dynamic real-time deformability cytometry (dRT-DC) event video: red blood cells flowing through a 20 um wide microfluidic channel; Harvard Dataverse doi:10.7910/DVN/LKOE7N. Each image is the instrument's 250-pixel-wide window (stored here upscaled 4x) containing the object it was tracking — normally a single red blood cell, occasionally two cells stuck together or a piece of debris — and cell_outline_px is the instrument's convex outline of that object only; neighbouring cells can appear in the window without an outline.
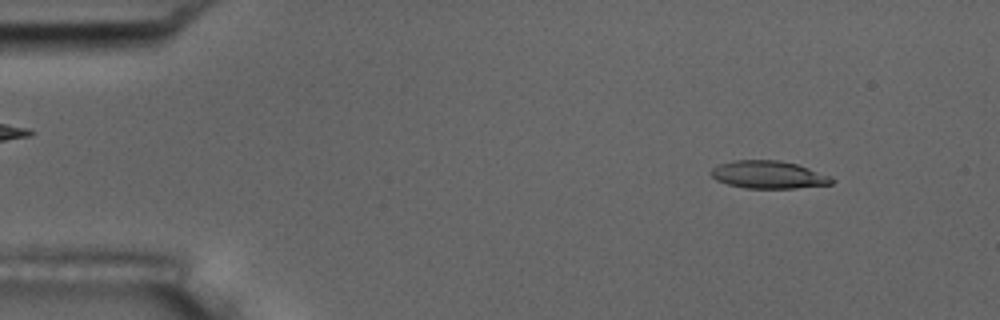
{"species": "common noctule bat (a hibernating species)", "species_latin": "Nyctalus noctula", "temperature_condition": "room temperature", "stored_images_in_passage": 4, "segment_of_instrument_passage": [1, 2], "camera_frame_rate_fps": 3000, "um_per_image_px": 0.085, "animal": {"sex": "male", "body_mass_g": 17.5, "forearm_length_mm": 52.3}, "frame": {"image": 1, "passage_image": 1, "time_ms": 0.0, "image_size_px": [1000, 320], "cell_outline_px": [[836, 180], [832, 184], [796, 188], [744, 188], [728, 184], [716, 180], [708, 172], [712, 168], [720, 164], [736, 160], [780, 160], [796, 164], [832, 176]], "centroid_in_image_um": [65.34, 14.85], "position_along_channel_um": 19.7, "area_um2": 19.54}}
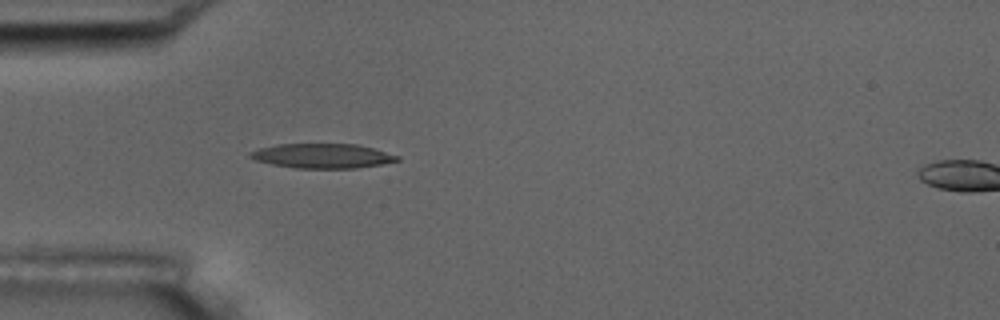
{"frame": {"image": 2, "passage_image": 3, "time_ms": 3.333, "image_size_px": [1000, 320], "cell_outline_px": [[400, 160], [380, 164], [356, 168], [296, 168], [272, 164], [256, 160], [248, 156], [248, 152], [260, 148], [276, 144], [356, 144], [372, 148], [400, 156]], "centroid_in_image_um": [27.38, 13.25], "position_along_channel_um": 57.6, "area_um2": 20.92}}